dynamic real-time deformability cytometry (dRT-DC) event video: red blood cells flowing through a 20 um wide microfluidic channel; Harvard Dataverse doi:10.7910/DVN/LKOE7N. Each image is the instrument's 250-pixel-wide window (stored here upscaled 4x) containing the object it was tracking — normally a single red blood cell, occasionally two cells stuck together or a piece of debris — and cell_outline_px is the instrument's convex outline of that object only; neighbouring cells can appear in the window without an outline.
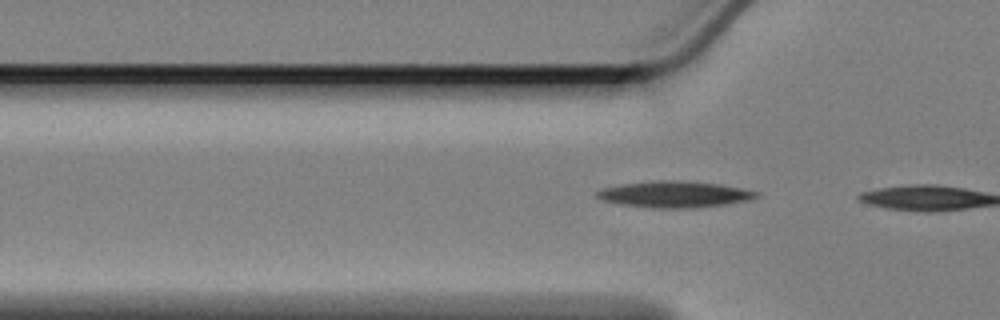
{"species": "Egyptian fruit bat (a non-hibernating species)", "species_latin": "Rousettus aegyptiacus", "temperature_condition": "cold", "stored_images_in_passage": 4, "camera_frame_rate_fps": 3000, "um_per_image_px": 0.085, "animal": {"sex": "female"}, "frame": {"image": 1, "passage_image": 3, "time_ms": 0.667, "image_size_px": [1000, 320], "cell_outline_px": [[760, 196], [748, 200], [724, 204], [692, 208], [652, 208], [620, 204], [604, 200], [596, 196], [596, 192], [604, 188], [624, 184], [652, 180], [680, 180], [720, 184], [760, 192]], "centroid_in_image_um": [57.36, 16.51], "position_along_channel_um": 68.4, "area_um2": 24.33}}